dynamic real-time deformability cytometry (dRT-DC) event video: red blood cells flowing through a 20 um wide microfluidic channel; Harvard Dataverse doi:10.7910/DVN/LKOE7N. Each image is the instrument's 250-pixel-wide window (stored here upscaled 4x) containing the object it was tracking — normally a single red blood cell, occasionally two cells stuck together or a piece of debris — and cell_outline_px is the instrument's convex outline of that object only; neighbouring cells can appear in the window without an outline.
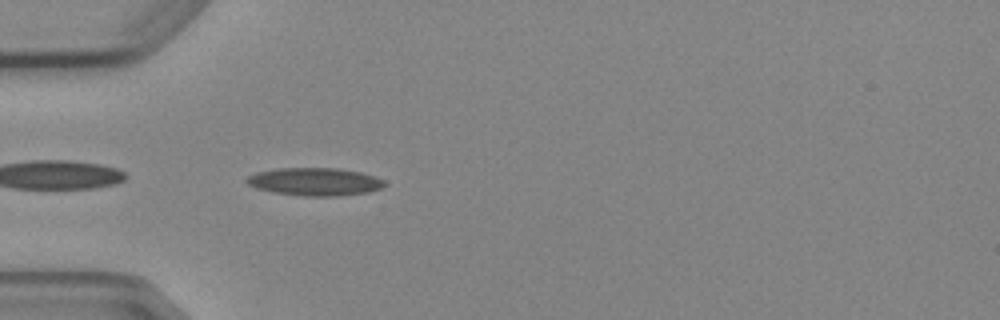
{"species": "Egyptian fruit bat (a non-hibernating species)", "species_latin": "Rousettus aegyptiacus", "temperature_condition": "cold", "stored_images_in_passage": 5, "camera_frame_rate_fps": 3000, "um_per_image_px": 0.085, "animal": {"sex": "female"}, "frame": {"image": 1, "passage_image": 5, "time_ms": 4.667, "image_size_px": [1000, 320], "cell_outline_px": [[388, 184], [380, 188], [368, 192], [340, 196], [304, 196], [272, 192], [256, 188], [248, 184], [244, 180], [248, 176], [256, 172], [276, 168], [336, 168], [360, 172], [376, 176], [384, 180]], "centroid_in_image_um": [26.76, 15.44], "position_along_channel_um": 58.2, "area_um2": 22.54}}